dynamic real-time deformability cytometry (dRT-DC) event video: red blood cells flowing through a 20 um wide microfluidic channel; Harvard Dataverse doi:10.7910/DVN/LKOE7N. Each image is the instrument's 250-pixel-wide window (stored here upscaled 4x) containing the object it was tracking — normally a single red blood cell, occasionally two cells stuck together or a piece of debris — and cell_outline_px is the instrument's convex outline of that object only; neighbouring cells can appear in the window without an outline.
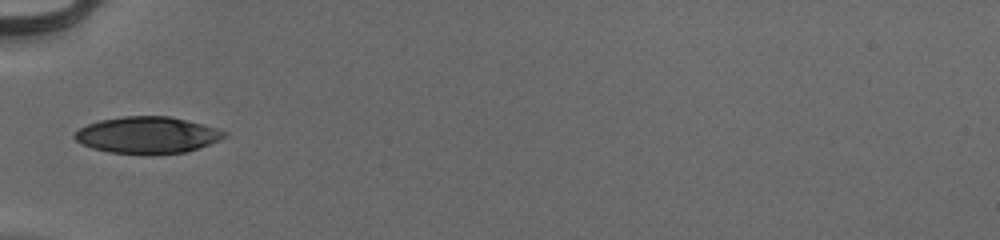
{"species": "human", "species_latin": "Homo sapiens", "temperature_condition": "cold", "stored_images_in_passage": 34, "camera_frame_rate_fps": 3000, "um_per_image_px": 0.085, "donor": {"sex": "male"}, "frame": {"image": 1, "passage_image": 1, "time_ms": 0.0, "image_size_px": [1000, 240], "cell_outline_px": [[228, 132], [224, 136], [208, 144], [184, 152], [152, 156], [144, 156], [108, 152], [92, 148], [76, 140], [72, 136], [80, 128], [88, 124], [100, 120], [124, 116], [168, 116], [204, 124]], "centroid_in_image_um": [12.49, 11.5], "position_along_channel_um": 72.5, "area_um2": 32.14}}
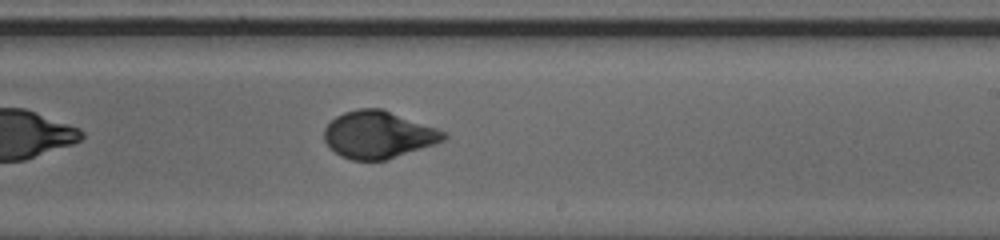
{"frame": {"image": 2, "passage_image": 15, "time_ms": 4.667, "image_size_px": [1000, 240], "cell_outline_px": [[448, 136], [444, 140], [388, 160], [352, 160], [340, 156], [324, 140], [324, 128], [336, 116], [344, 112], [360, 108], [384, 108], [436, 128], [444, 132]], "centroid_in_image_um": [32.15, 11.44], "position_along_channel_um": 256.9, "area_um2": 32.77}}
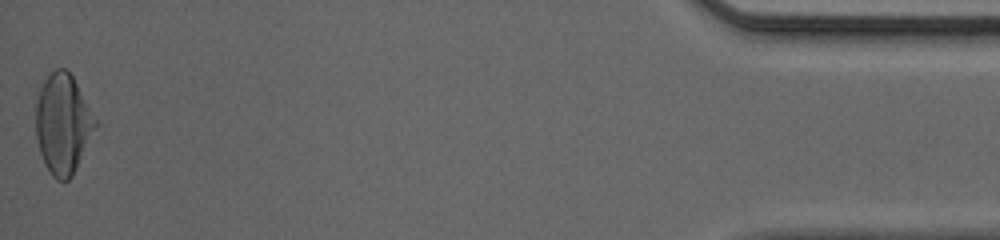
{"frame": {"image": 3, "passage_image": 34, "time_ms": 11.0, "image_size_px": [1000, 240], "cell_outline_px": [[100, 124], [72, 176], [68, 180], [56, 180], [52, 176], [44, 164], [40, 152], [36, 136], [36, 88], [56, 68], [64, 68], [72, 76]], "centroid_in_image_um": [5.36, 10.53], "position_along_channel_um": 429.8, "area_um2": 35.2}, "authors_computed_cell_mechanics": {"area_um2": 32.9171, "velocity_mm_per_s": 3.9908, "shape_relaxation_time_tau1_ms": 3.7704, "shape_relaxation_time_tau2_ms": null, "deformation_change_tau1": 0.1706, "deformation_change_tau2": null}}